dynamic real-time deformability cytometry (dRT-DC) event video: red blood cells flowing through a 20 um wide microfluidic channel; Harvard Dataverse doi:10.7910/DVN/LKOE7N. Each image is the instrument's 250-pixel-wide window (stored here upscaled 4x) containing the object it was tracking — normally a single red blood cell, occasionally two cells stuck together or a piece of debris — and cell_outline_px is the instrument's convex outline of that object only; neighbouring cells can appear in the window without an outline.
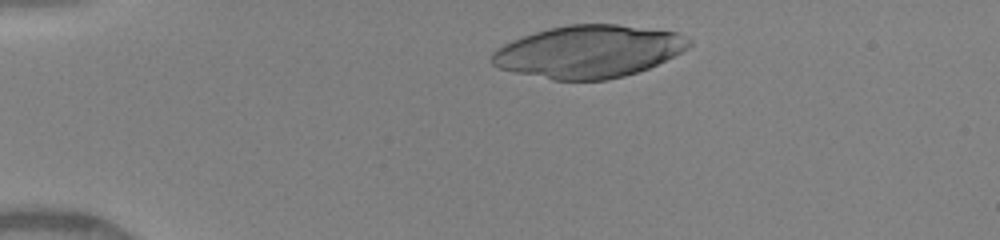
{"species": "human", "species_latin": "Homo sapiens", "temperature_condition": "warm", "stored_images_in_passage": 5, "camera_frame_rate_fps": 3000, "um_per_image_px": 0.085, "donor": {"sex": "female"}, "frame": {"image": 1, "passage_image": 2, "time_ms": 1.0, "image_size_px": [1000, 240], "cell_outline_px": [[692, 44], [688, 48], [648, 68], [624, 76], [608, 80], [552, 80], [516, 72], [500, 68], [492, 64], [492, 52], [496, 48], [512, 40], [548, 28], [572, 24], [616, 24], [676, 32], [692, 40]], "centroid_in_image_um": [50.03, 4.38], "position_along_channel_um": 35.0, "area_um2": 59.82}}